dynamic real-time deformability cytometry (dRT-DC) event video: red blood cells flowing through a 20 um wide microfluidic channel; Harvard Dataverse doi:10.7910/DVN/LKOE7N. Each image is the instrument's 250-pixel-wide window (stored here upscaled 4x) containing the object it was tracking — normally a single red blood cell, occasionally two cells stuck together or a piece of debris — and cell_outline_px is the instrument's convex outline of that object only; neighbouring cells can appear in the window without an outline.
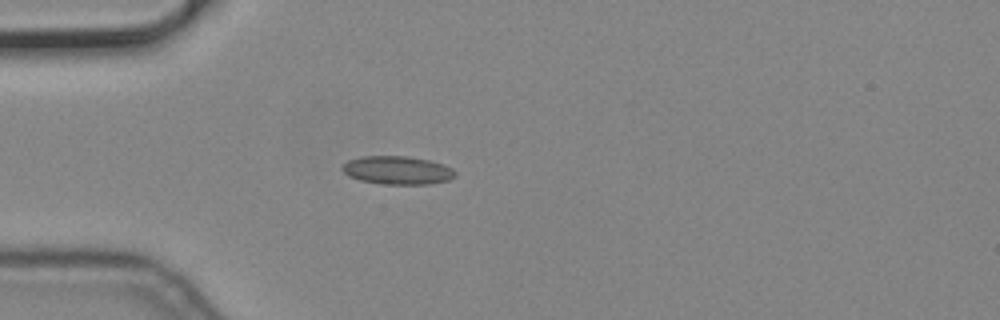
{"species": "common noctule bat (a hibernating species)", "species_latin": "Nyctalus noctula", "temperature_condition": "cold", "stored_images_in_passage": 35, "camera_frame_rate_fps": 3000, "um_per_image_px": 0.085, "animal": {"sex": "male", "body_mass_g": 19.2, "forearm_length_mm": 51.8}, "frame": {"image": 1, "passage_image": 1, "time_ms": 0.0, "image_size_px": [1000, 320], "cell_outline_px": [[456, 176], [448, 180], [428, 184], [380, 184], [360, 180], [348, 176], [340, 168], [348, 160], [360, 156], [408, 156], [428, 160], [444, 164], [452, 168], [456, 172]], "centroid_in_image_um": [33.77, 14.47], "position_along_channel_um": 51.2, "area_um2": 18.73}}
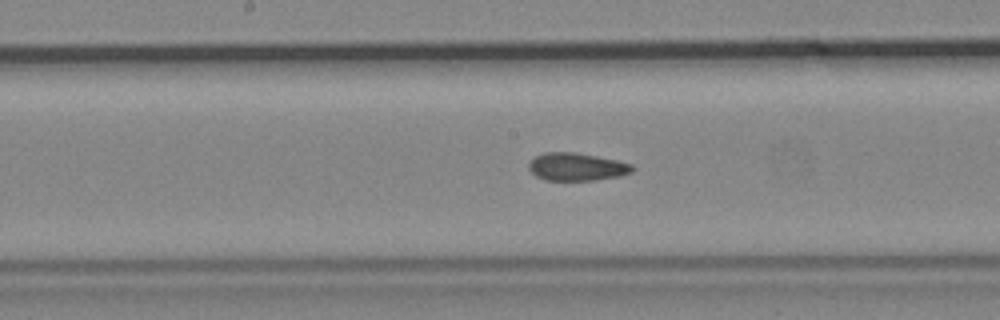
{"frame": {"image": 2, "passage_image": 14, "time_ms": 4.333, "image_size_px": [1000, 320], "cell_outline_px": [[636, 168], [632, 172], [620, 176], [592, 180], [544, 180], [536, 176], [528, 168], [528, 164], [536, 156], [544, 152], [576, 152], [616, 160], [632, 164]], "centroid_in_image_um": [49.03, 14.18], "position_along_channel_um": 199.2, "area_um2": 16.76}}
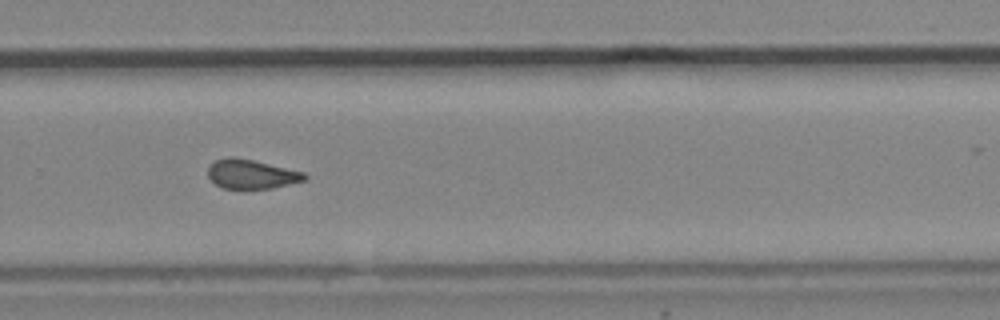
{"frame": {"image": 3, "passage_image": 23, "time_ms": 7.333, "image_size_px": [1000, 320], "cell_outline_px": [[308, 176], [304, 180], [272, 188], [248, 192], [244, 192], [224, 188], [216, 184], [208, 176], [208, 168], [216, 160], [228, 156], [232, 156], [252, 160], [304, 172]], "centroid_in_image_um": [21.34, 14.85], "position_along_channel_um": 308.5, "area_um2": 16.88}}